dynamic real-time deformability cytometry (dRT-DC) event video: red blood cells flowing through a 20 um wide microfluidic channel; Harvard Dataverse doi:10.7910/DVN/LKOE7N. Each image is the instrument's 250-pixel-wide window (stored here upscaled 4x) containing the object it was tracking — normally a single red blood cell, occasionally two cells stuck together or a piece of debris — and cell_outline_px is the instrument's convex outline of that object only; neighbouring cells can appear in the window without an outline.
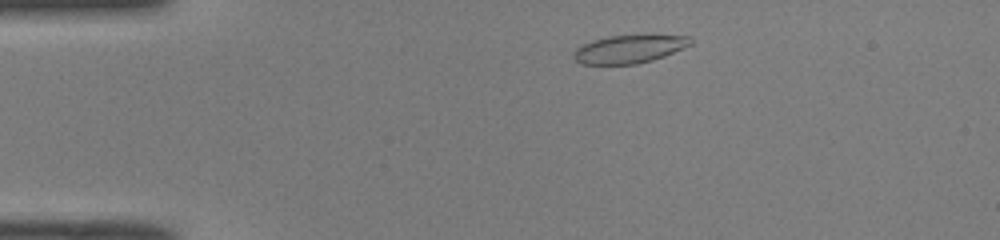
{"species": "common noctule bat (a hibernating species)", "species_latin": "Nyctalus noctula", "temperature_condition": "room temperature", "stored_images_in_passage": 44, "camera_frame_rate_fps": 3000, "um_per_image_px": 0.085, "animal": {"sex": "male", "body_mass_g": 19.0, "forearm_length_mm": 50.8}, "frame": {"image": 1, "passage_image": 4, "time_ms": 1.0, "image_size_px": [1000, 240], "cell_outline_px": [[692, 44], [684, 48], [664, 56], [652, 60], [636, 64], [580, 64], [572, 56], [572, 52], [576, 48], [592, 40], [608, 36], [644, 32], [688, 36], [692, 40]], "centroid_in_image_um": [53.52, 4.11], "position_along_channel_um": 31.5, "area_um2": 20.06}}
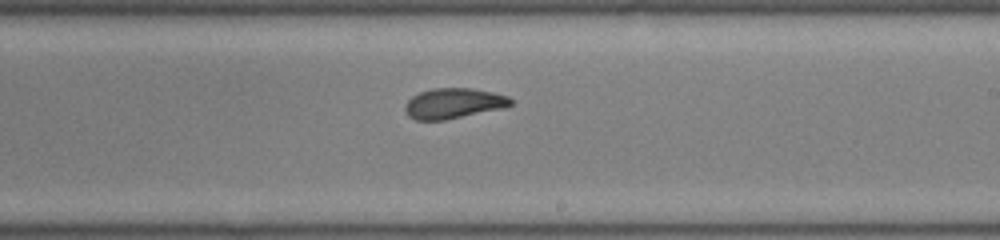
{"frame": {"image": 2, "passage_image": 24, "time_ms": 7.667, "image_size_px": [1000, 240], "cell_outline_px": [[512, 104], [500, 108], [444, 120], [416, 120], [408, 116], [404, 112], [404, 104], [412, 96], [420, 92], [432, 88], [472, 88], [492, 92], [508, 96], [512, 100]], "centroid_in_image_um": [38.48, 8.78], "position_along_channel_um": 250.5, "area_um2": 18.55}}
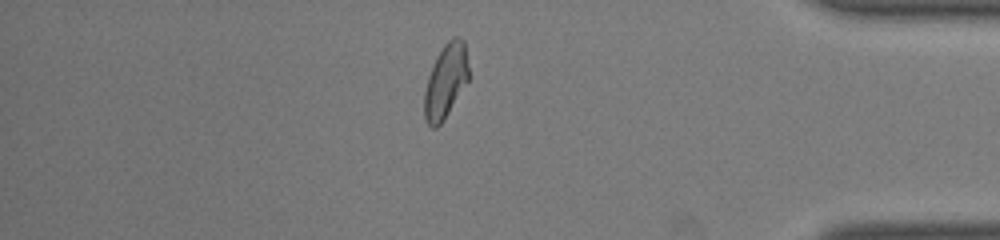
{"frame": {"image": 3, "passage_image": 37, "time_ms": 12.0, "image_size_px": [1000, 240], "cell_outline_px": [[468, 80], [448, 112], [440, 124], [436, 128], [432, 128], [424, 120], [424, 92], [428, 76], [436, 56], [444, 44], [452, 36], [460, 36], [464, 40], [468, 64]], "centroid_in_image_um": [37.87, 6.86], "position_along_channel_um": 397.3, "area_um2": 19.07}, "authors_computed_cell_mechanics": {"area_um2": 19.2474, "velocity_mm_per_s": 4.0887, "shape_relaxation_time_tau1_ms": 6.0962, "shape_relaxation_time_tau2_ms": 1.1112, "deformation_change_tau1": 0.2108, "deformation_change_tau2": 0.0659}}